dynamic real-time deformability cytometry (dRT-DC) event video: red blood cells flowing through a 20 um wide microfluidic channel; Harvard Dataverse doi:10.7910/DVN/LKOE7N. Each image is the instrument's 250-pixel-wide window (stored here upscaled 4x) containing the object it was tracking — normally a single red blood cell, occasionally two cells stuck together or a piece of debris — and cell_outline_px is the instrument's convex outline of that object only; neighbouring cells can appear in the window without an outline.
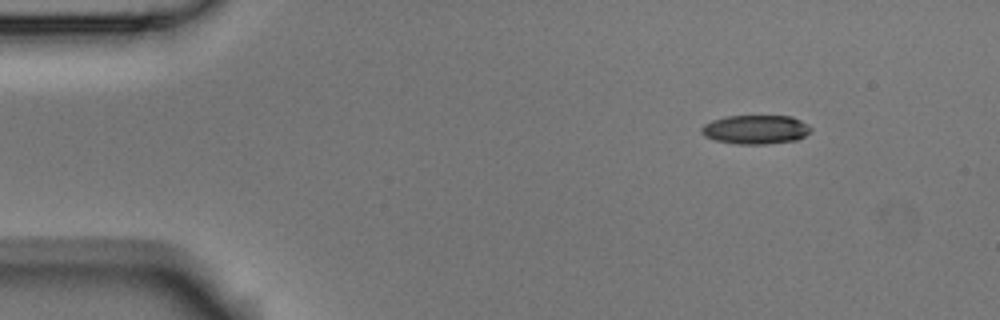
{"species": "Egyptian fruit bat (a non-hibernating species)", "species_latin": "Rousettus aegyptiacus", "temperature_condition": "room temperature", "stored_images_in_passage": 7, "camera_frame_rate_fps": 3000, "um_per_image_px": 0.085, "animal": {"sex": "male"}, "frame": {"image": 1, "passage_image": 1, "time_ms": 0.0, "image_size_px": [1000, 320], "cell_outline_px": [[812, 128], [804, 136], [796, 140], [768, 144], [736, 144], [716, 140], [704, 136], [700, 132], [700, 128], [704, 124], [712, 120], [728, 116], [792, 116], [808, 124]], "centroid_in_image_um": [64.21, 11.01], "position_along_channel_um": 20.8, "area_um2": 18.5}}
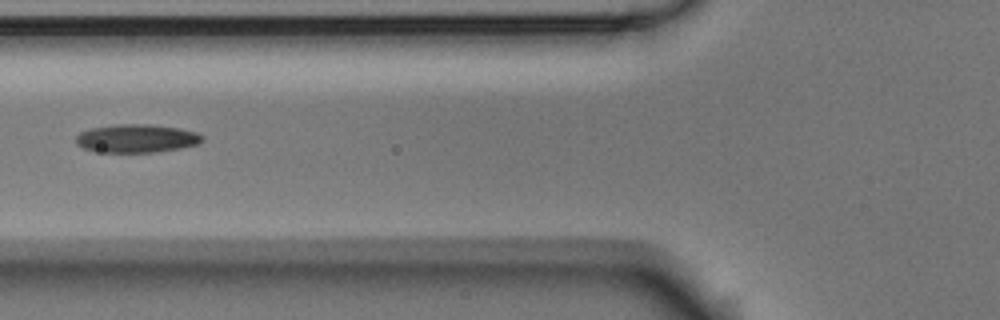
{"frame": {"image": 2, "passage_image": 5, "time_ms": 1.333, "image_size_px": [1000, 320], "cell_outline_px": [[204, 140], [200, 144], [180, 148], [152, 152], [96, 152], [84, 148], [76, 144], [76, 136], [80, 132], [92, 128], [116, 124], [148, 124], [180, 128], [196, 132], [204, 136]], "centroid_in_image_um": [11.63, 11.76], "position_along_channel_um": 114.2, "area_um2": 20.92}}
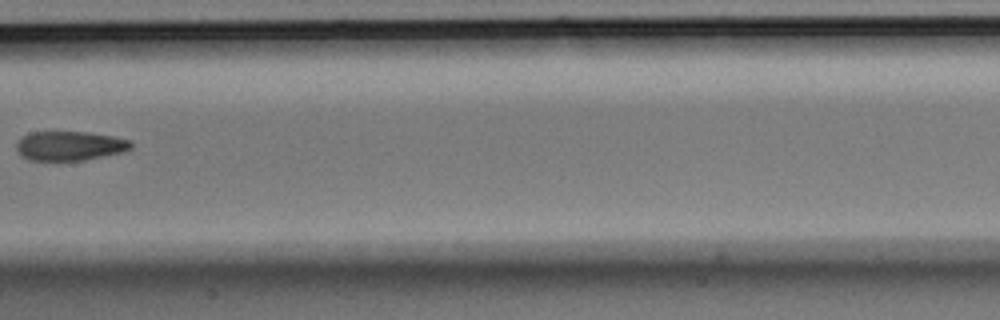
{"frame": {"image": 3, "passage_image": 7, "time_ms": 2.0, "image_size_px": [1000, 320], "cell_outline_px": [[132, 148], [124, 152], [84, 160], [28, 160], [20, 156], [16, 148], [16, 144], [24, 136], [32, 132], [88, 132], [112, 136], [132, 140]], "centroid_in_image_um": [5.96, 12.4], "position_along_channel_um": 201.4, "area_um2": 19.59}}